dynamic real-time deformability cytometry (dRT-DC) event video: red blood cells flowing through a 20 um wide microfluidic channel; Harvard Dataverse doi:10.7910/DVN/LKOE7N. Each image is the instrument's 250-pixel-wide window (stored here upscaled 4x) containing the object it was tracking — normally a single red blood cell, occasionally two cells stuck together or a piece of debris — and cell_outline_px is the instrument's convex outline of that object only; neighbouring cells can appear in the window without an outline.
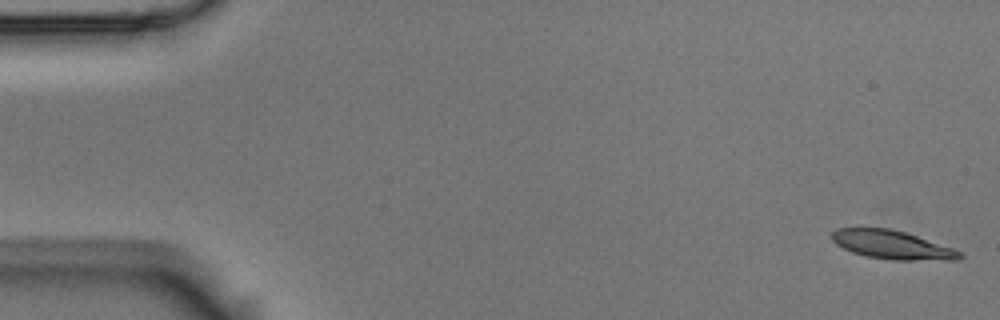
{"species": "Egyptian fruit bat (a non-hibernating species)", "species_latin": "Rousettus aegyptiacus", "temperature_condition": "room temperature", "stored_images_in_passage": 7, "camera_frame_rate_fps": 3000, "um_per_image_px": 0.085, "animal": {"sex": "male"}, "frame": {"image": 1, "passage_image": 1, "time_ms": 0.0, "image_size_px": [1000, 320], "cell_outline_px": [[964, 256], [960, 260], [892, 260], [864, 256], [852, 252], [836, 244], [832, 240], [832, 232], [836, 228], [892, 228], [952, 248], [960, 252]], "centroid_in_image_um": [75.81, 20.82], "position_along_channel_um": 9.2, "area_um2": 21.21}}